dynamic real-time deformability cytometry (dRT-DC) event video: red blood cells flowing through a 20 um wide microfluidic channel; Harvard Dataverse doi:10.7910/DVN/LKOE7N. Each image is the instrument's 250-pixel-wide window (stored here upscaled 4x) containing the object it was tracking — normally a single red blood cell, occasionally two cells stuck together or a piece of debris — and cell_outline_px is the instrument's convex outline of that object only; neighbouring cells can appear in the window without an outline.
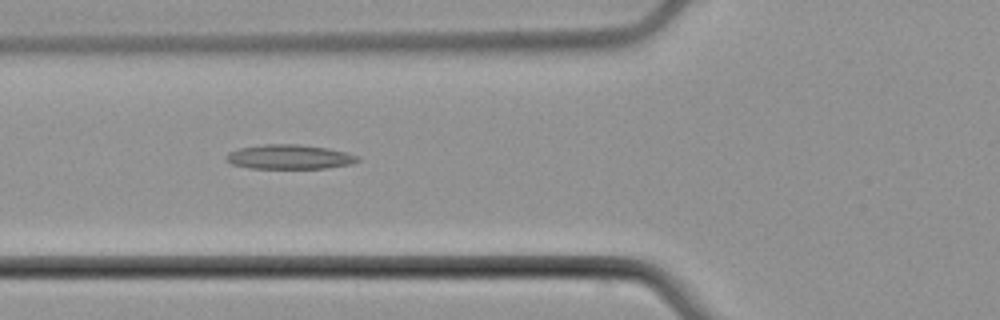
{"species": "common noctule bat (a hibernating species)", "species_latin": "Nyctalus noctula", "temperature_condition": "cold", "stored_images_in_passage": 3, "camera_frame_rate_fps": 3000, "um_per_image_px": 0.085, "animal": {"sex": "male", "body_mass_g": 21.5, "forearm_length_mm": 52.0}, "frame": {"image": 1, "passage_image": 2, "time_ms": 1.0, "image_size_px": [1000, 320], "cell_outline_px": [[360, 160], [352, 164], [324, 168], [248, 168], [232, 164], [224, 160], [224, 156], [228, 152], [240, 148], [264, 144], [300, 144], [328, 148], [360, 156]], "centroid_in_image_um": [24.57, 13.33], "position_along_channel_um": 101.2, "area_um2": 18.84}}
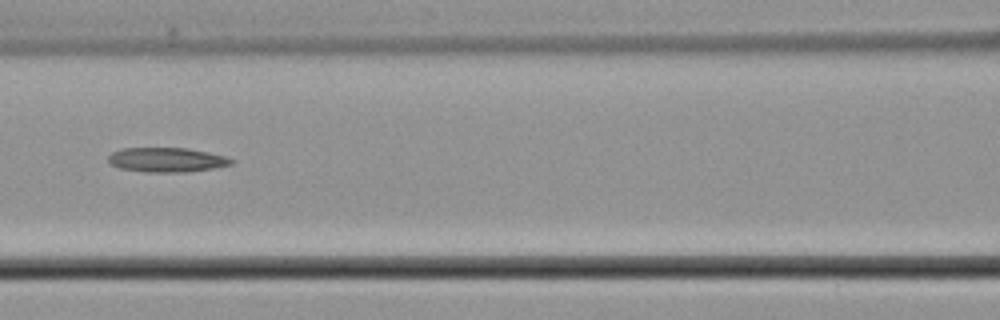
{"frame": {"image": 2, "passage_image": 3, "time_ms": 2.333, "image_size_px": [1000, 320], "cell_outline_px": [[236, 160], [232, 164], [212, 168], [188, 172], [144, 172], [120, 168], [112, 164], [108, 160], [108, 156], [112, 152], [124, 148], [188, 148], [208, 152], [224, 156]], "centroid_in_image_um": [14.18, 13.58], "position_along_channel_um": 152.4, "area_um2": 17.51}}